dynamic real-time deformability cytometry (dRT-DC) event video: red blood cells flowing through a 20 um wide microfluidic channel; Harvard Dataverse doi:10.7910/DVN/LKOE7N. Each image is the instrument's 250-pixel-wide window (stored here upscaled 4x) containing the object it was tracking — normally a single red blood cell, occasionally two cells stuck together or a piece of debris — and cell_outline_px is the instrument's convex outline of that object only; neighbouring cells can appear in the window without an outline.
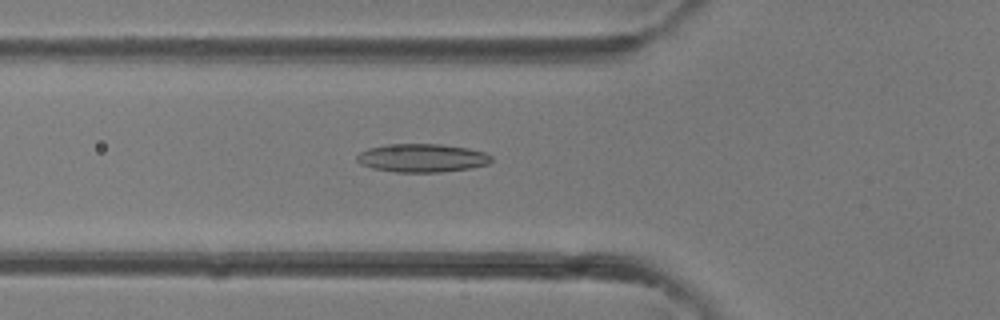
{"species": "common noctule bat (a hibernating species)", "species_latin": "Nyctalus noctula", "temperature_condition": "room temperature", "stored_images_in_passage": 21, "camera_frame_rate_fps": 3000, "um_per_image_px": 0.085, "animal": {"sex": "female"}, "frame": {"image": 1, "passage_image": 8, "time_ms": 2.333, "image_size_px": [1000, 320], "cell_outline_px": [[492, 160], [488, 164], [472, 168], [440, 172], [396, 172], [372, 168], [360, 164], [356, 160], [356, 156], [360, 152], [368, 148], [388, 144], [440, 144], [468, 148], [484, 152], [492, 156]], "centroid_in_image_um": [35.87, 13.43], "position_along_channel_um": 89.9, "area_um2": 22.31}}
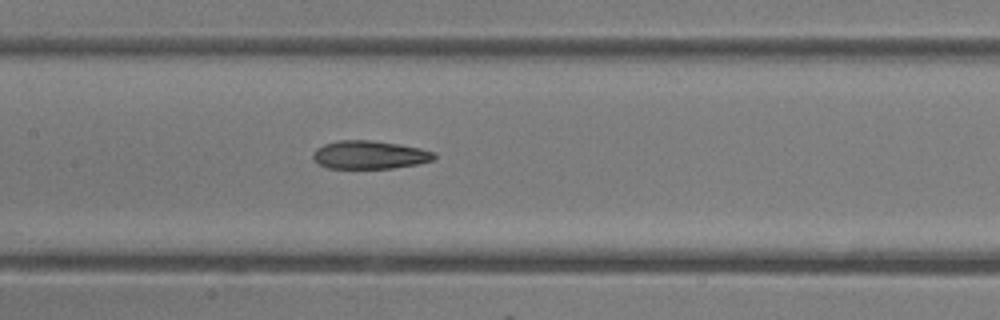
{"frame": {"image": 2, "passage_image": 13, "time_ms": 4.0, "image_size_px": [1000, 320], "cell_outline_px": [[436, 156], [432, 160], [416, 164], [392, 168], [328, 168], [316, 164], [312, 160], [312, 152], [316, 148], [324, 144], [340, 140], [368, 140], [396, 144], [420, 148], [436, 152]], "centroid_in_image_um": [31.35, 13.16], "position_along_channel_um": 176.0, "area_um2": 19.94}}
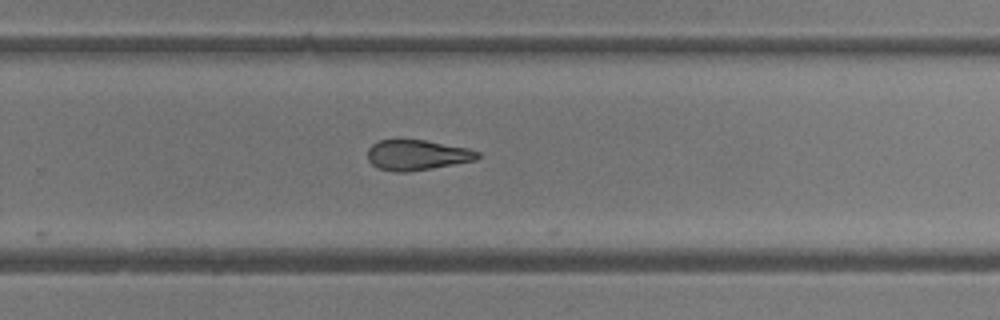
{"frame": {"image": 3, "passage_image": 20, "time_ms": 6.333, "image_size_px": [1000, 320], "cell_outline_px": [[480, 156], [476, 160], [432, 168], [408, 172], [396, 172], [380, 168], [372, 164], [368, 160], [368, 148], [372, 144], [380, 140], [424, 140], [468, 148], [480, 152]], "centroid_in_image_um": [35.46, 13.18], "position_along_channel_um": 294.3, "area_um2": 19.31}}